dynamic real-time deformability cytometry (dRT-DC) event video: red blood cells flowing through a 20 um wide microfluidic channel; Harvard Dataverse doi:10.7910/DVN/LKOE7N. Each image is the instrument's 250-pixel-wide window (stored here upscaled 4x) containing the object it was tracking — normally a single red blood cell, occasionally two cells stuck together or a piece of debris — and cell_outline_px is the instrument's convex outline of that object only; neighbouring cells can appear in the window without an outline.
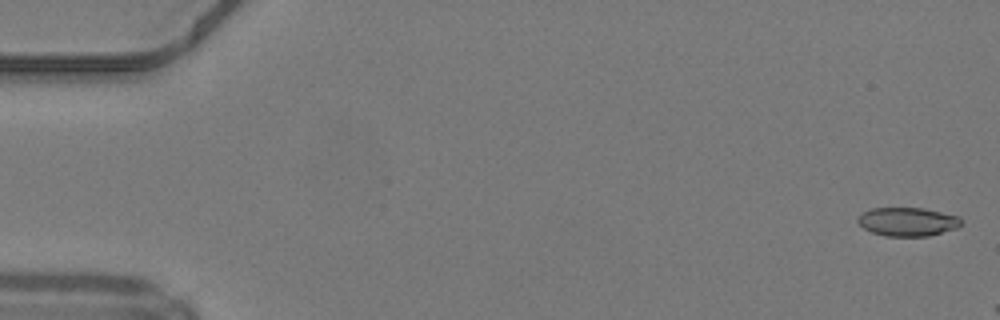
{"species": "common noctule bat (a hibernating species)", "species_latin": "Nyctalus noctula", "temperature_condition": "warm", "stored_images_in_passage": 10, "camera_frame_rate_fps": 3000, "um_per_image_px": 0.085, "animal": {"sex": "male", "body_mass_g": 19.2, "forearm_length_mm": 51.8}, "frame": {"image": 1, "passage_image": 1, "time_ms": 0.0, "image_size_px": [1000, 320], "cell_outline_px": [[960, 224], [956, 228], [928, 236], [884, 236], [872, 232], [864, 228], [856, 220], [864, 212], [872, 208], [924, 208], [960, 216]], "centroid_in_image_um": [77.15, 18.84], "position_along_channel_um": 7.9, "area_um2": 17.11}}